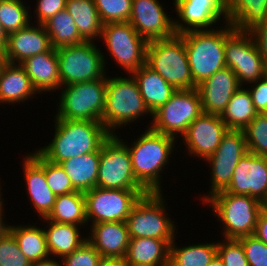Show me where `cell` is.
I'll use <instances>...</instances> for the list:
<instances>
[{
	"label": "cell",
	"instance_id": "6da1fadb",
	"mask_svg": "<svg viewBox=\"0 0 267 266\" xmlns=\"http://www.w3.org/2000/svg\"><path fill=\"white\" fill-rule=\"evenodd\" d=\"M141 132L137 134L136 139H131V143H128L127 138L122 139L120 133L116 136L128 147L136 180L148 192L164 193L162 174L172 164L171 158L175 160L174 152L179 153L178 140L173 136L155 132L147 126Z\"/></svg>",
	"mask_w": 267,
	"mask_h": 266
},
{
	"label": "cell",
	"instance_id": "7a4b0ae2",
	"mask_svg": "<svg viewBox=\"0 0 267 266\" xmlns=\"http://www.w3.org/2000/svg\"><path fill=\"white\" fill-rule=\"evenodd\" d=\"M52 119L51 141L36 150L55 164L100 151L102 144L111 136L101 121Z\"/></svg>",
	"mask_w": 267,
	"mask_h": 266
},
{
	"label": "cell",
	"instance_id": "3957f363",
	"mask_svg": "<svg viewBox=\"0 0 267 266\" xmlns=\"http://www.w3.org/2000/svg\"><path fill=\"white\" fill-rule=\"evenodd\" d=\"M118 75L106 74L105 108L101 122L111 135L120 133L119 128L133 126L144 116L151 119L148 121L150 127L153 114L141 96L136 79L132 74Z\"/></svg>",
	"mask_w": 267,
	"mask_h": 266
},
{
	"label": "cell",
	"instance_id": "277c9868",
	"mask_svg": "<svg viewBox=\"0 0 267 266\" xmlns=\"http://www.w3.org/2000/svg\"><path fill=\"white\" fill-rule=\"evenodd\" d=\"M203 206L211 207V213L220 223L223 239H239L254 235L257 219L264 204L249 195H234L224 191L207 199Z\"/></svg>",
	"mask_w": 267,
	"mask_h": 266
},
{
	"label": "cell",
	"instance_id": "5b68a950",
	"mask_svg": "<svg viewBox=\"0 0 267 266\" xmlns=\"http://www.w3.org/2000/svg\"><path fill=\"white\" fill-rule=\"evenodd\" d=\"M179 35L184 39L196 86L226 67L225 24L212 30H192Z\"/></svg>",
	"mask_w": 267,
	"mask_h": 266
},
{
	"label": "cell",
	"instance_id": "8992f818",
	"mask_svg": "<svg viewBox=\"0 0 267 266\" xmlns=\"http://www.w3.org/2000/svg\"><path fill=\"white\" fill-rule=\"evenodd\" d=\"M163 194L149 192L135 203L126 220L130 238L174 240L180 233Z\"/></svg>",
	"mask_w": 267,
	"mask_h": 266
},
{
	"label": "cell",
	"instance_id": "52a82bcc",
	"mask_svg": "<svg viewBox=\"0 0 267 266\" xmlns=\"http://www.w3.org/2000/svg\"><path fill=\"white\" fill-rule=\"evenodd\" d=\"M146 65L160 74L175 90L197 88L191 75L184 39L179 34L148 42Z\"/></svg>",
	"mask_w": 267,
	"mask_h": 266
},
{
	"label": "cell",
	"instance_id": "ba28073f",
	"mask_svg": "<svg viewBox=\"0 0 267 266\" xmlns=\"http://www.w3.org/2000/svg\"><path fill=\"white\" fill-rule=\"evenodd\" d=\"M57 94L59 100L56 98L54 119L101 121L105 108L106 75L95 81L61 86Z\"/></svg>",
	"mask_w": 267,
	"mask_h": 266
},
{
	"label": "cell",
	"instance_id": "9c48e42d",
	"mask_svg": "<svg viewBox=\"0 0 267 266\" xmlns=\"http://www.w3.org/2000/svg\"><path fill=\"white\" fill-rule=\"evenodd\" d=\"M99 40L106 47L109 56L102 51L106 72L110 59L124 70V75L132 74L146 64L148 42L142 38L129 22H111L102 25ZM107 58L108 62H107ZM126 72V74H125Z\"/></svg>",
	"mask_w": 267,
	"mask_h": 266
},
{
	"label": "cell",
	"instance_id": "30bf717a",
	"mask_svg": "<svg viewBox=\"0 0 267 266\" xmlns=\"http://www.w3.org/2000/svg\"><path fill=\"white\" fill-rule=\"evenodd\" d=\"M100 42L85 41L79 45L63 46L56 49L59 61L61 86L95 81L107 73Z\"/></svg>",
	"mask_w": 267,
	"mask_h": 266
},
{
	"label": "cell",
	"instance_id": "8fae6325",
	"mask_svg": "<svg viewBox=\"0 0 267 266\" xmlns=\"http://www.w3.org/2000/svg\"><path fill=\"white\" fill-rule=\"evenodd\" d=\"M225 63L236 74L240 86H246L267 72L249 31L238 30L225 23Z\"/></svg>",
	"mask_w": 267,
	"mask_h": 266
},
{
	"label": "cell",
	"instance_id": "7c38bea8",
	"mask_svg": "<svg viewBox=\"0 0 267 266\" xmlns=\"http://www.w3.org/2000/svg\"><path fill=\"white\" fill-rule=\"evenodd\" d=\"M248 153L246 137L243 130L228 129L223 135L217 150L203 162L208 164L210 171L209 189L197 197L204 203L214 194L225 191L232 179L234 169L239 160Z\"/></svg>",
	"mask_w": 267,
	"mask_h": 266
},
{
	"label": "cell",
	"instance_id": "4fadbf2b",
	"mask_svg": "<svg viewBox=\"0 0 267 266\" xmlns=\"http://www.w3.org/2000/svg\"><path fill=\"white\" fill-rule=\"evenodd\" d=\"M97 187L146 190L134 176L128 147L116 135H111L102 144Z\"/></svg>",
	"mask_w": 267,
	"mask_h": 266
},
{
	"label": "cell",
	"instance_id": "5bb4252c",
	"mask_svg": "<svg viewBox=\"0 0 267 266\" xmlns=\"http://www.w3.org/2000/svg\"><path fill=\"white\" fill-rule=\"evenodd\" d=\"M202 113L197 89L176 90L170 100L153 113L150 128L179 141L188 126Z\"/></svg>",
	"mask_w": 267,
	"mask_h": 266
},
{
	"label": "cell",
	"instance_id": "9a60e30c",
	"mask_svg": "<svg viewBox=\"0 0 267 266\" xmlns=\"http://www.w3.org/2000/svg\"><path fill=\"white\" fill-rule=\"evenodd\" d=\"M147 190H118L94 187L85 192L88 226L100 222L124 221Z\"/></svg>",
	"mask_w": 267,
	"mask_h": 266
},
{
	"label": "cell",
	"instance_id": "2e32d148",
	"mask_svg": "<svg viewBox=\"0 0 267 266\" xmlns=\"http://www.w3.org/2000/svg\"><path fill=\"white\" fill-rule=\"evenodd\" d=\"M172 5L176 34L212 30L228 22L227 0H173Z\"/></svg>",
	"mask_w": 267,
	"mask_h": 266
},
{
	"label": "cell",
	"instance_id": "e0dca14e",
	"mask_svg": "<svg viewBox=\"0 0 267 266\" xmlns=\"http://www.w3.org/2000/svg\"><path fill=\"white\" fill-rule=\"evenodd\" d=\"M228 131L221 116L202 113L187 128L180 138L179 148L184 145L186 156L205 160L212 155L221 143L223 135ZM183 141V142H182ZM180 145V146H179Z\"/></svg>",
	"mask_w": 267,
	"mask_h": 266
},
{
	"label": "cell",
	"instance_id": "ac0fdd59",
	"mask_svg": "<svg viewBox=\"0 0 267 266\" xmlns=\"http://www.w3.org/2000/svg\"><path fill=\"white\" fill-rule=\"evenodd\" d=\"M164 3L159 0H132L129 23L147 42L170 38L174 31V19Z\"/></svg>",
	"mask_w": 267,
	"mask_h": 266
},
{
	"label": "cell",
	"instance_id": "d6986e66",
	"mask_svg": "<svg viewBox=\"0 0 267 266\" xmlns=\"http://www.w3.org/2000/svg\"><path fill=\"white\" fill-rule=\"evenodd\" d=\"M23 181L27 189L28 202L37 213L38 219L46 218L52 211L56 195L48 187L45 176V158L34 149L22 155Z\"/></svg>",
	"mask_w": 267,
	"mask_h": 266
},
{
	"label": "cell",
	"instance_id": "ffe728a7",
	"mask_svg": "<svg viewBox=\"0 0 267 266\" xmlns=\"http://www.w3.org/2000/svg\"><path fill=\"white\" fill-rule=\"evenodd\" d=\"M234 195H249L267 203V157L247 153L234 169L228 188Z\"/></svg>",
	"mask_w": 267,
	"mask_h": 266
},
{
	"label": "cell",
	"instance_id": "44dd1931",
	"mask_svg": "<svg viewBox=\"0 0 267 266\" xmlns=\"http://www.w3.org/2000/svg\"><path fill=\"white\" fill-rule=\"evenodd\" d=\"M50 37L44 25L30 22L26 27L8 34L2 61L21 64L31 56L49 51Z\"/></svg>",
	"mask_w": 267,
	"mask_h": 266
},
{
	"label": "cell",
	"instance_id": "7402d4cb",
	"mask_svg": "<svg viewBox=\"0 0 267 266\" xmlns=\"http://www.w3.org/2000/svg\"><path fill=\"white\" fill-rule=\"evenodd\" d=\"M240 87L236 74L228 67L204 80L196 88L200 95L203 113L221 116L233 94Z\"/></svg>",
	"mask_w": 267,
	"mask_h": 266
},
{
	"label": "cell",
	"instance_id": "603a6c76",
	"mask_svg": "<svg viewBox=\"0 0 267 266\" xmlns=\"http://www.w3.org/2000/svg\"><path fill=\"white\" fill-rule=\"evenodd\" d=\"M87 241L102 258L124 259L130 241L127 223L124 221L90 224ZM89 230V231H88Z\"/></svg>",
	"mask_w": 267,
	"mask_h": 266
},
{
	"label": "cell",
	"instance_id": "cb8c5ba5",
	"mask_svg": "<svg viewBox=\"0 0 267 266\" xmlns=\"http://www.w3.org/2000/svg\"><path fill=\"white\" fill-rule=\"evenodd\" d=\"M39 95L20 64L0 62V106L5 104L16 107L15 105L32 101L35 97L37 100Z\"/></svg>",
	"mask_w": 267,
	"mask_h": 266
},
{
	"label": "cell",
	"instance_id": "d4e9b609",
	"mask_svg": "<svg viewBox=\"0 0 267 266\" xmlns=\"http://www.w3.org/2000/svg\"><path fill=\"white\" fill-rule=\"evenodd\" d=\"M20 65L25 69L31 83L40 95H45V93L52 95L51 92L56 93V90L58 92L61 88L59 61L55 48L31 56Z\"/></svg>",
	"mask_w": 267,
	"mask_h": 266
},
{
	"label": "cell",
	"instance_id": "484cf974",
	"mask_svg": "<svg viewBox=\"0 0 267 266\" xmlns=\"http://www.w3.org/2000/svg\"><path fill=\"white\" fill-rule=\"evenodd\" d=\"M40 221H43L41 224L44 223L42 225L51 259L62 260L87 241V236H85L87 233L84 232L85 228L82 226L57 223L46 218Z\"/></svg>",
	"mask_w": 267,
	"mask_h": 266
},
{
	"label": "cell",
	"instance_id": "4316f807",
	"mask_svg": "<svg viewBox=\"0 0 267 266\" xmlns=\"http://www.w3.org/2000/svg\"><path fill=\"white\" fill-rule=\"evenodd\" d=\"M173 241L130 238L124 261L127 266H169L170 244Z\"/></svg>",
	"mask_w": 267,
	"mask_h": 266
},
{
	"label": "cell",
	"instance_id": "83f0119b",
	"mask_svg": "<svg viewBox=\"0 0 267 266\" xmlns=\"http://www.w3.org/2000/svg\"><path fill=\"white\" fill-rule=\"evenodd\" d=\"M39 224V225H37ZM9 232L16 239L21 252L32 264H38L51 259L46 242V235L40 223L14 225L11 222Z\"/></svg>",
	"mask_w": 267,
	"mask_h": 266
},
{
	"label": "cell",
	"instance_id": "f1b7e54d",
	"mask_svg": "<svg viewBox=\"0 0 267 266\" xmlns=\"http://www.w3.org/2000/svg\"><path fill=\"white\" fill-rule=\"evenodd\" d=\"M138 83L141 96L152 112L166 104L176 91L160 74L146 64L132 73Z\"/></svg>",
	"mask_w": 267,
	"mask_h": 266
},
{
	"label": "cell",
	"instance_id": "f546056e",
	"mask_svg": "<svg viewBox=\"0 0 267 266\" xmlns=\"http://www.w3.org/2000/svg\"><path fill=\"white\" fill-rule=\"evenodd\" d=\"M100 151L83 154L60 163L76 191L87 192L97 187Z\"/></svg>",
	"mask_w": 267,
	"mask_h": 266
},
{
	"label": "cell",
	"instance_id": "4dcf8cb0",
	"mask_svg": "<svg viewBox=\"0 0 267 266\" xmlns=\"http://www.w3.org/2000/svg\"><path fill=\"white\" fill-rule=\"evenodd\" d=\"M85 41L99 42L102 23L94 0H67L65 8Z\"/></svg>",
	"mask_w": 267,
	"mask_h": 266
},
{
	"label": "cell",
	"instance_id": "1f68e13d",
	"mask_svg": "<svg viewBox=\"0 0 267 266\" xmlns=\"http://www.w3.org/2000/svg\"><path fill=\"white\" fill-rule=\"evenodd\" d=\"M177 236L170 244L169 266H208L217 255L218 240L177 245Z\"/></svg>",
	"mask_w": 267,
	"mask_h": 266
},
{
	"label": "cell",
	"instance_id": "d6a6232c",
	"mask_svg": "<svg viewBox=\"0 0 267 266\" xmlns=\"http://www.w3.org/2000/svg\"><path fill=\"white\" fill-rule=\"evenodd\" d=\"M46 219L57 223L78 225L88 229L85 194L75 191L56 196L53 209Z\"/></svg>",
	"mask_w": 267,
	"mask_h": 266
},
{
	"label": "cell",
	"instance_id": "836d02e7",
	"mask_svg": "<svg viewBox=\"0 0 267 266\" xmlns=\"http://www.w3.org/2000/svg\"><path fill=\"white\" fill-rule=\"evenodd\" d=\"M227 16L231 26L249 31L267 17V0H227Z\"/></svg>",
	"mask_w": 267,
	"mask_h": 266
},
{
	"label": "cell",
	"instance_id": "e575fe53",
	"mask_svg": "<svg viewBox=\"0 0 267 266\" xmlns=\"http://www.w3.org/2000/svg\"><path fill=\"white\" fill-rule=\"evenodd\" d=\"M257 115L250 92L241 86L228 102L221 119L228 129L244 130Z\"/></svg>",
	"mask_w": 267,
	"mask_h": 266
},
{
	"label": "cell",
	"instance_id": "d590c367",
	"mask_svg": "<svg viewBox=\"0 0 267 266\" xmlns=\"http://www.w3.org/2000/svg\"><path fill=\"white\" fill-rule=\"evenodd\" d=\"M43 25L50 37L52 48L57 49L85 42L78 32L73 18L66 9L56 13Z\"/></svg>",
	"mask_w": 267,
	"mask_h": 266
},
{
	"label": "cell",
	"instance_id": "8d00e7d4",
	"mask_svg": "<svg viewBox=\"0 0 267 266\" xmlns=\"http://www.w3.org/2000/svg\"><path fill=\"white\" fill-rule=\"evenodd\" d=\"M27 0H0V23L10 34L26 27L30 22L31 4L27 6Z\"/></svg>",
	"mask_w": 267,
	"mask_h": 266
},
{
	"label": "cell",
	"instance_id": "74e56055",
	"mask_svg": "<svg viewBox=\"0 0 267 266\" xmlns=\"http://www.w3.org/2000/svg\"><path fill=\"white\" fill-rule=\"evenodd\" d=\"M243 131L248 152L267 157V114H258Z\"/></svg>",
	"mask_w": 267,
	"mask_h": 266
},
{
	"label": "cell",
	"instance_id": "f35d334b",
	"mask_svg": "<svg viewBox=\"0 0 267 266\" xmlns=\"http://www.w3.org/2000/svg\"><path fill=\"white\" fill-rule=\"evenodd\" d=\"M102 24L128 22L132 13V0H94Z\"/></svg>",
	"mask_w": 267,
	"mask_h": 266
},
{
	"label": "cell",
	"instance_id": "ab89813d",
	"mask_svg": "<svg viewBox=\"0 0 267 266\" xmlns=\"http://www.w3.org/2000/svg\"><path fill=\"white\" fill-rule=\"evenodd\" d=\"M0 266H33L9 231L0 237Z\"/></svg>",
	"mask_w": 267,
	"mask_h": 266
},
{
	"label": "cell",
	"instance_id": "60d3db41",
	"mask_svg": "<svg viewBox=\"0 0 267 266\" xmlns=\"http://www.w3.org/2000/svg\"><path fill=\"white\" fill-rule=\"evenodd\" d=\"M45 176L48 187L56 196L76 191L60 164H55L45 159Z\"/></svg>",
	"mask_w": 267,
	"mask_h": 266
},
{
	"label": "cell",
	"instance_id": "b9f144b4",
	"mask_svg": "<svg viewBox=\"0 0 267 266\" xmlns=\"http://www.w3.org/2000/svg\"><path fill=\"white\" fill-rule=\"evenodd\" d=\"M217 254L222 259L224 266H249L243 245L237 239H219Z\"/></svg>",
	"mask_w": 267,
	"mask_h": 266
},
{
	"label": "cell",
	"instance_id": "7bdbcfd3",
	"mask_svg": "<svg viewBox=\"0 0 267 266\" xmlns=\"http://www.w3.org/2000/svg\"><path fill=\"white\" fill-rule=\"evenodd\" d=\"M101 259L100 253L86 241L60 261L63 266H98Z\"/></svg>",
	"mask_w": 267,
	"mask_h": 266
},
{
	"label": "cell",
	"instance_id": "ee69618b",
	"mask_svg": "<svg viewBox=\"0 0 267 266\" xmlns=\"http://www.w3.org/2000/svg\"><path fill=\"white\" fill-rule=\"evenodd\" d=\"M243 245V250L249 266H267V245L255 235L238 239Z\"/></svg>",
	"mask_w": 267,
	"mask_h": 266
},
{
	"label": "cell",
	"instance_id": "f6af8a7d",
	"mask_svg": "<svg viewBox=\"0 0 267 266\" xmlns=\"http://www.w3.org/2000/svg\"><path fill=\"white\" fill-rule=\"evenodd\" d=\"M35 9L30 10L31 22L43 25L56 13L66 8L67 0H36ZM34 18V20H33ZM33 20V21H32Z\"/></svg>",
	"mask_w": 267,
	"mask_h": 266
},
{
	"label": "cell",
	"instance_id": "bcb514c9",
	"mask_svg": "<svg viewBox=\"0 0 267 266\" xmlns=\"http://www.w3.org/2000/svg\"><path fill=\"white\" fill-rule=\"evenodd\" d=\"M245 87L250 92L256 112L258 114H267V74Z\"/></svg>",
	"mask_w": 267,
	"mask_h": 266
},
{
	"label": "cell",
	"instance_id": "7dc6e473",
	"mask_svg": "<svg viewBox=\"0 0 267 266\" xmlns=\"http://www.w3.org/2000/svg\"><path fill=\"white\" fill-rule=\"evenodd\" d=\"M256 47L263 60L264 68L267 72V17L264 21L256 24L249 30Z\"/></svg>",
	"mask_w": 267,
	"mask_h": 266
},
{
	"label": "cell",
	"instance_id": "c3c4849f",
	"mask_svg": "<svg viewBox=\"0 0 267 266\" xmlns=\"http://www.w3.org/2000/svg\"><path fill=\"white\" fill-rule=\"evenodd\" d=\"M254 235L267 245V207L260 211Z\"/></svg>",
	"mask_w": 267,
	"mask_h": 266
},
{
	"label": "cell",
	"instance_id": "681fc988",
	"mask_svg": "<svg viewBox=\"0 0 267 266\" xmlns=\"http://www.w3.org/2000/svg\"><path fill=\"white\" fill-rule=\"evenodd\" d=\"M1 177H0V237L4 236L8 231H9V225L10 223L7 221V220H4V219H7L5 217V209L4 207H6V203H4V200L3 199V191H2V181H1ZM2 191V192H1ZM8 222V223H7Z\"/></svg>",
	"mask_w": 267,
	"mask_h": 266
},
{
	"label": "cell",
	"instance_id": "f907efd6",
	"mask_svg": "<svg viewBox=\"0 0 267 266\" xmlns=\"http://www.w3.org/2000/svg\"><path fill=\"white\" fill-rule=\"evenodd\" d=\"M98 266H127L124 259L119 258H102Z\"/></svg>",
	"mask_w": 267,
	"mask_h": 266
},
{
	"label": "cell",
	"instance_id": "816d5d0a",
	"mask_svg": "<svg viewBox=\"0 0 267 266\" xmlns=\"http://www.w3.org/2000/svg\"><path fill=\"white\" fill-rule=\"evenodd\" d=\"M8 34L0 23V56H2L7 47Z\"/></svg>",
	"mask_w": 267,
	"mask_h": 266
},
{
	"label": "cell",
	"instance_id": "f5cc1de1",
	"mask_svg": "<svg viewBox=\"0 0 267 266\" xmlns=\"http://www.w3.org/2000/svg\"><path fill=\"white\" fill-rule=\"evenodd\" d=\"M33 266H63L60 260L50 259L45 262H40L38 264H33Z\"/></svg>",
	"mask_w": 267,
	"mask_h": 266
},
{
	"label": "cell",
	"instance_id": "db71d44e",
	"mask_svg": "<svg viewBox=\"0 0 267 266\" xmlns=\"http://www.w3.org/2000/svg\"><path fill=\"white\" fill-rule=\"evenodd\" d=\"M208 266H224L222 259L217 254Z\"/></svg>",
	"mask_w": 267,
	"mask_h": 266
}]
</instances>
